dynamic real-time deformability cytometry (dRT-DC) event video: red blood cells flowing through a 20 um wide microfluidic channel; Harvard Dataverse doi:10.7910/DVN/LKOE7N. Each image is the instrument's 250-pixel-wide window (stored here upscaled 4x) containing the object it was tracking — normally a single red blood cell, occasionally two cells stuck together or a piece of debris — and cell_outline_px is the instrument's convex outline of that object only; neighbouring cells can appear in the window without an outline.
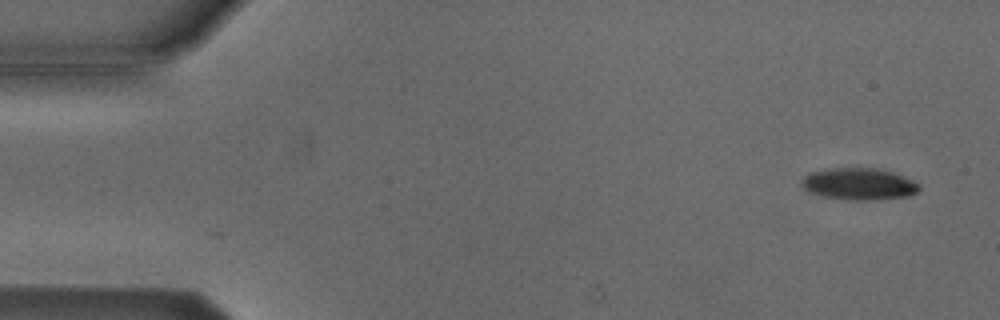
{"species": "Egyptian fruit bat (a non-hibernating species)", "species_latin": "Rousettus aegyptiacus", "temperature_condition": "cold", "stored_images_in_passage": 52, "camera_frame_rate_fps": 3000, "um_per_image_px": 0.085, "animal": {"sex": "male"}, "frame": {"image": 1, "passage_image": 1, "time_ms": 0.0, "image_size_px": [1000, 320], "cell_outline_px": [[920, 188], [916, 192], [908, 196], [872, 200], [852, 200], [820, 196], [804, 188], [800, 184], [800, 180], [804, 176], [812, 172], [832, 168], [872, 168], [892, 172], [912, 180]], "centroid_in_image_um": [72.97, 15.64], "position_along_channel_um": 12.0, "area_um2": 21.5}}
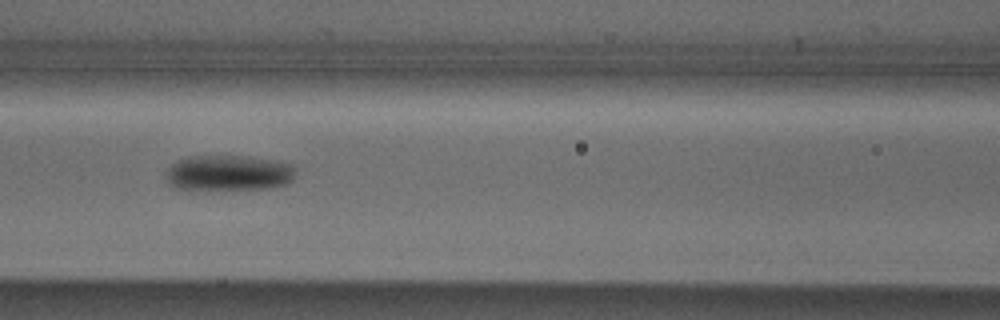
{"frame": {"image": 2, "passage_image": 21, "time_ms": 6.667, "image_size_px": [1000, 320], "cell_outline_px": [[296, 172], [292, 180], [288, 184], [268, 188], [208, 192], [176, 188], [168, 184], [168, 168], [172, 164], [188, 156], [244, 156], [272, 160], [296, 164]], "centroid_in_image_um": [19.47, 14.74], "position_along_channel_um": 147.1, "area_um2": 27.8}}
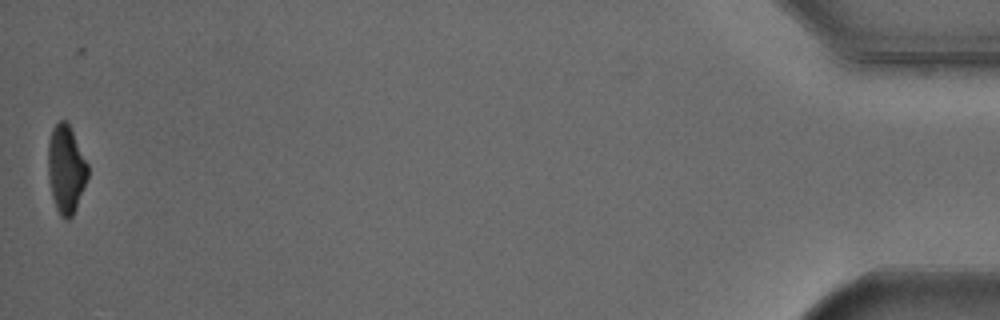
{"frame": {"image": 3, "passage_image": 51, "time_ms": 16.667, "image_size_px": [1000, 320], "cell_outline_px": [[88, 176], [76, 208], [72, 216], [68, 220], [64, 220], [60, 216], [56, 208], [52, 196], [48, 172], [48, 144], [52, 128], [60, 120], [64, 120], [68, 124], [88, 164]], "centroid_in_image_um": [5.6, 14.41], "position_along_channel_um": 429.6, "area_um2": 20.11}, "authors_computed_cell_mechanics": {"area_um2": 23.4668, "velocity_mm_per_s": 3.8359, "shape_relaxation_time_tau1_ms": 2.6789, "shape_relaxation_time_tau2_ms": null, "deformation_change_tau1": 0.1068, "deformation_change_tau2": null}}